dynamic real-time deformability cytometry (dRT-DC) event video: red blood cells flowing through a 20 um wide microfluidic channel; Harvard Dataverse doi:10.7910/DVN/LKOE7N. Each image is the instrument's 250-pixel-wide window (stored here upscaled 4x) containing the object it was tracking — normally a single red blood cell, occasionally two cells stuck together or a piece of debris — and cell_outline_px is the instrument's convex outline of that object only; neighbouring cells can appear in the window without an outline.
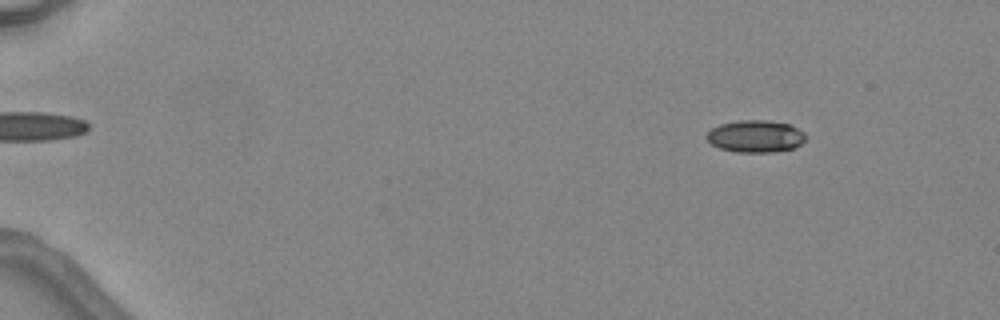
{"species": "common noctule bat (a hibernating species)", "species_latin": "Nyctalus noctula", "temperature_condition": "warm", "stored_images_in_passage": 7, "camera_frame_rate_fps": 3000, "um_per_image_px": 0.085, "animal": {"sex": "female", "body_mass_g": 24.6, "forearm_length_mm": 56.2}, "frame": {"image": 1, "passage_image": 2, "time_ms": 1.0, "image_size_px": [1000, 320], "cell_outline_px": [[808, 136], [796, 148], [776, 152], [736, 152], [720, 148], [712, 144], [704, 136], [712, 128], [720, 124], [736, 120], [768, 120], [788, 124], [804, 132]], "centroid_in_image_um": [64.23, 11.58], "position_along_channel_um": 20.8, "area_um2": 18.73}}
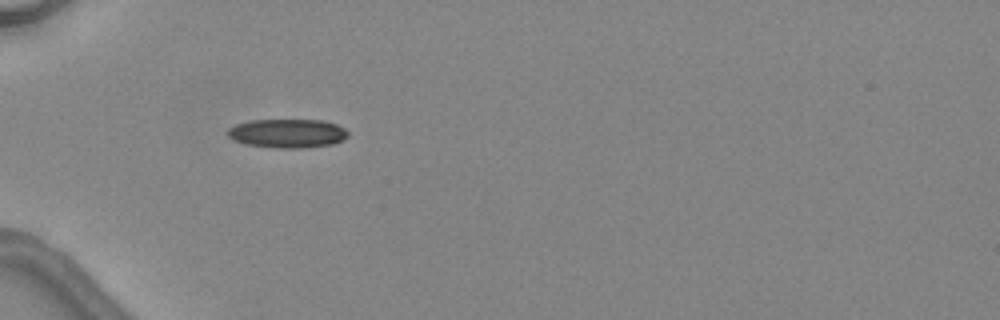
{"frame": {"image": 2, "passage_image": 5, "time_ms": 4.667, "image_size_px": [1000, 320], "cell_outline_px": [[348, 136], [344, 140], [332, 144], [304, 148], [276, 148], [244, 144], [232, 140], [228, 136], [228, 128], [236, 124], [252, 120], [324, 120], [336, 124], [344, 128], [348, 132]], "centroid_in_image_um": [24.43, 11.34], "position_along_channel_um": 60.6, "area_um2": 20.4}}